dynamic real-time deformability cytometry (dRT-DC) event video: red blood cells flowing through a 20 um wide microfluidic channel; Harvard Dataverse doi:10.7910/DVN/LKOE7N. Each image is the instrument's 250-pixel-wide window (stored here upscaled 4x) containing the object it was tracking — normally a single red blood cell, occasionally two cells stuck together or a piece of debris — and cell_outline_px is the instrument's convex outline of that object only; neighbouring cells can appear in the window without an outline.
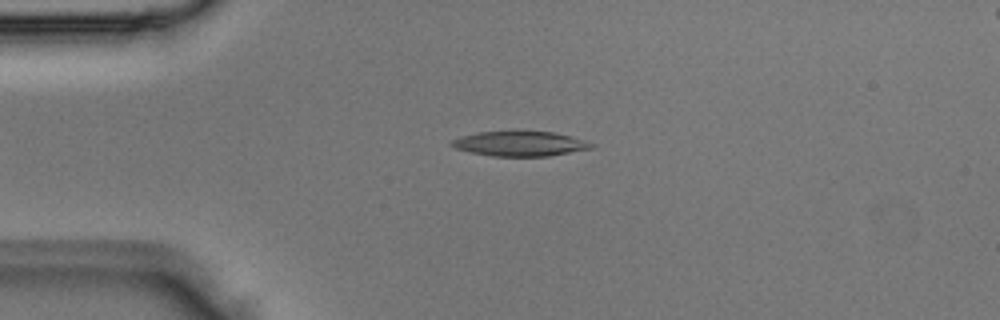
{"species": "Egyptian fruit bat (a non-hibernating species)", "species_latin": "Rousettus aegyptiacus", "temperature_condition": "room temperature", "stored_images_in_passage": 4, "camera_frame_rate_fps": 3000, "um_per_image_px": 0.085, "animal": {"sex": "male"}, "frame": {"image": 1, "passage_image": 3, "time_ms": 0.667, "image_size_px": [1000, 320], "cell_outline_px": [[596, 144], [592, 148], [548, 156], [492, 156], [472, 152], [456, 148], [448, 144], [452, 140], [460, 136], [476, 132], [520, 128], [552, 132], [568, 136]], "centroid_in_image_um": [44.14, 12.16], "position_along_channel_um": 40.9, "area_um2": 20.92}}